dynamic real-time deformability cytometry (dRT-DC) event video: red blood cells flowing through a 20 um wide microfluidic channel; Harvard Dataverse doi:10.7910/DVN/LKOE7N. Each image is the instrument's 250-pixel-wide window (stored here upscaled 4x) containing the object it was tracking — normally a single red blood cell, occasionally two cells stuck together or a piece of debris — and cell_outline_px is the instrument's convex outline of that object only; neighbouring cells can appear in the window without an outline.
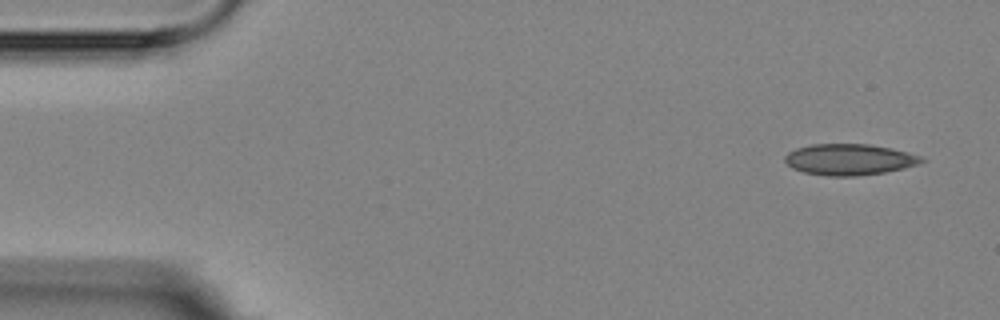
{"species": "Egyptian fruit bat (a non-hibernating species)", "species_latin": "Rousettus aegyptiacus", "temperature_condition": "room temperature", "stored_images_in_passage": 5, "camera_frame_rate_fps": 3000, "um_per_image_px": 0.085, "animal": {"sex": "female"}, "frame": {"image": 1, "passage_image": 1, "time_ms": 0.0, "image_size_px": [1000, 320], "cell_outline_px": [[928, 160], [920, 164], [904, 168], [884, 172], [856, 176], [828, 176], [804, 172], [792, 168], [784, 160], [784, 156], [788, 152], [796, 148], [812, 144], [868, 144], [892, 148], [920, 156]], "centroid_in_image_um": [72.2, 13.55], "position_along_channel_um": 12.8, "area_um2": 24.85}}
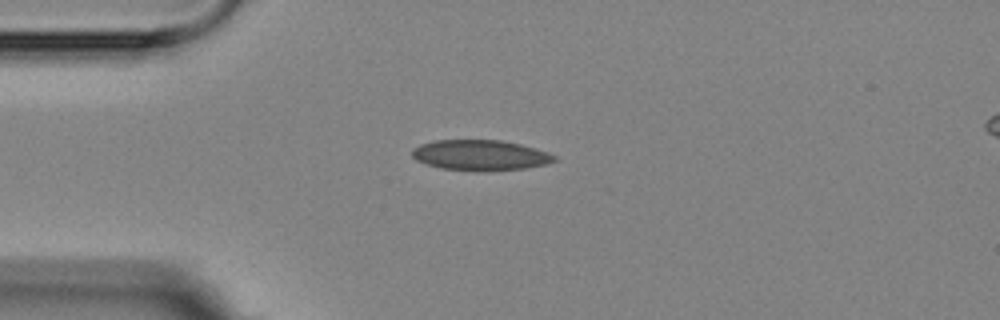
{"frame": {"image": 2, "passage_image": 3, "time_ms": 3.333, "image_size_px": [1000, 320], "cell_outline_px": [[556, 160], [548, 164], [524, 168], [440, 168], [424, 164], [416, 160], [412, 156], [412, 148], [420, 144], [436, 140], [500, 140], [520, 144], [536, 148], [548, 152], [556, 156]], "centroid_in_image_um": [40.8, 13.14], "position_along_channel_um": 44.2, "area_um2": 24.33}}
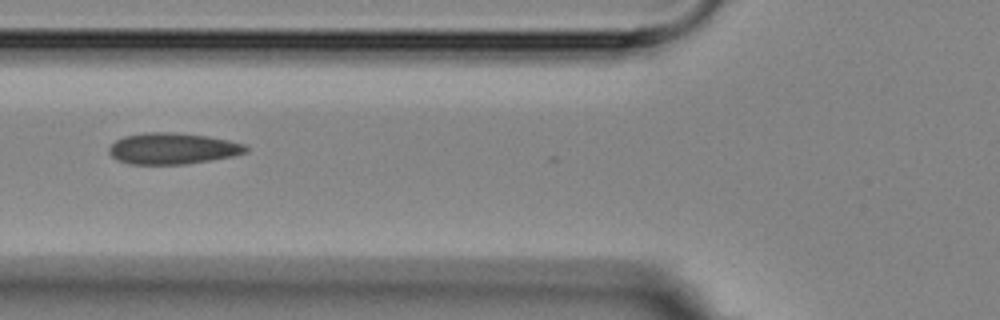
{"frame": {"image": 3, "passage_image": 5, "time_ms": 5.667, "image_size_px": [1000, 320], "cell_outline_px": [[248, 152], [232, 156], [212, 160], [184, 164], [128, 164], [112, 156], [108, 152], [108, 148], [116, 140], [124, 136], [144, 132], [176, 132], [208, 136], [228, 140], [244, 144], [248, 148]], "centroid_in_image_um": [14.68, 12.62], "position_along_channel_um": 111.1, "area_um2": 24.97}}